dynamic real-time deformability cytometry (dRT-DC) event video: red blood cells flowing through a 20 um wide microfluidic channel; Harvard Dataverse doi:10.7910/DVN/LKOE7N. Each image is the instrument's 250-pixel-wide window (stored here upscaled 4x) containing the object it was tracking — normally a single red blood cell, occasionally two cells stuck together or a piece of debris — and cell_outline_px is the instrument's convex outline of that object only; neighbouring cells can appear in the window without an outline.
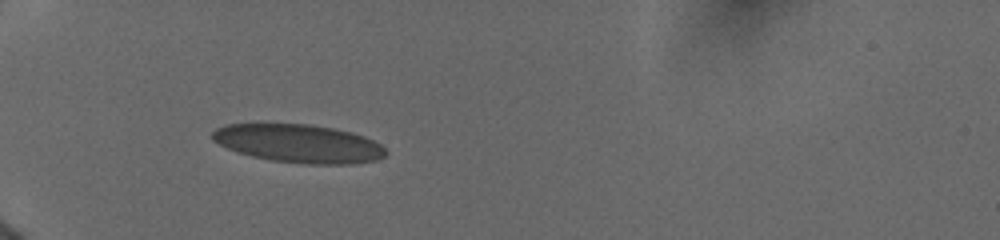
{"species": "human", "species_latin": "Homo sapiens", "temperature_condition": "cold", "stored_images_in_passage": 4, "camera_frame_rate_fps": 3000, "um_per_image_px": 0.085, "donor": {"sex": "female"}, "frame": {"image": 1, "passage_image": 2, "time_ms": 0.667, "image_size_px": [1000, 240], "cell_outline_px": [[388, 152], [384, 156], [376, 160], [352, 164], [308, 164], [272, 160], [252, 156], [236, 152], [212, 140], [212, 132], [216, 128], [224, 124], [308, 124], [332, 128], [352, 132], [364, 136], [380, 144]], "centroid_in_image_um": [25.39, 12.2], "position_along_channel_um": 59.6, "area_um2": 38.61}}
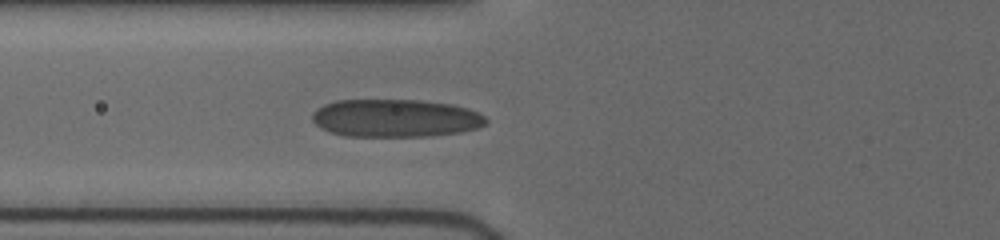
{"frame": {"image": 2, "passage_image": 4, "time_ms": 2.0, "image_size_px": [1000, 240], "cell_outline_px": [[488, 124], [480, 128], [460, 132], [432, 136], [348, 136], [332, 132], [320, 128], [312, 120], [312, 116], [324, 104], [336, 100], [420, 100], [452, 104], [468, 108], [484, 116], [488, 120]], "centroid_in_image_um": [33.67, 10.04], "position_along_channel_um": 92.1, "area_um2": 38.38}}